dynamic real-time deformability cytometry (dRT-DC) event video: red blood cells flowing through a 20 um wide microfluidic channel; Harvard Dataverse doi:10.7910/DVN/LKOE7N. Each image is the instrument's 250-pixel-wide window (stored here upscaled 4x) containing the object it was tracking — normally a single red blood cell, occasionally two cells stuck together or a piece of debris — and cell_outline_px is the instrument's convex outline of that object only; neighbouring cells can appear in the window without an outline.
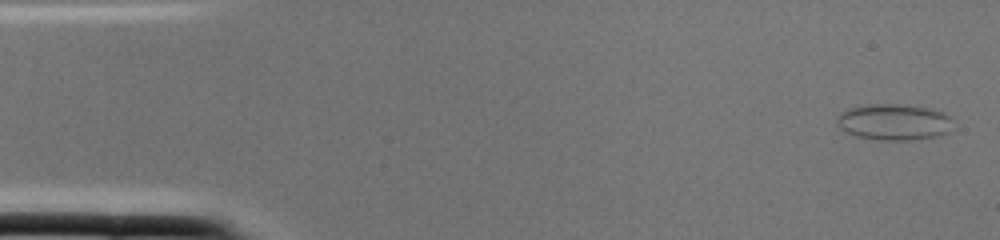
{"species": "common noctule bat (a hibernating species)", "species_latin": "Nyctalus noctula", "temperature_condition": "cold", "stored_images_in_passage": 2, "camera_frame_rate_fps": 3000, "um_per_image_px": 0.085, "animal": {"sex": "female", "body_mass_g": 22.0, "forearm_length_mm": 56.7}, "frame": {"image": 1, "passage_image": 1, "time_ms": 0.0, "image_size_px": [1000, 240], "cell_outline_px": [[948, 132], [936, 136], [908, 140], [880, 140], [856, 136], [844, 132], [836, 124], [836, 116], [840, 112], [848, 108], [868, 104], [900, 104], [928, 108], [944, 112], [948, 116]], "centroid_in_image_um": [75.87, 10.36], "position_along_channel_um": 9.1, "area_um2": 24.33}}
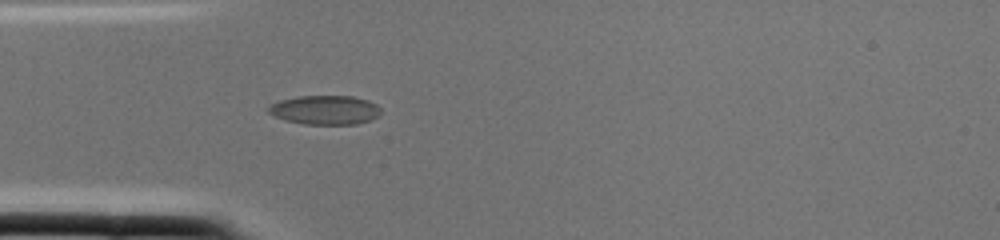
{"frame": {"image": 2, "passage_image": 2, "time_ms": 0.333, "image_size_px": [1000, 240], "cell_outline_px": [[380, 116], [372, 120], [356, 124], [304, 124], [284, 120], [268, 112], [264, 108], [268, 104], [280, 100], [296, 96], [352, 96], [368, 100], [376, 104], [380, 108]], "centroid_in_image_um": [27.6, 9.34], "position_along_channel_um": 57.4, "area_um2": 19.36}}